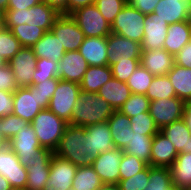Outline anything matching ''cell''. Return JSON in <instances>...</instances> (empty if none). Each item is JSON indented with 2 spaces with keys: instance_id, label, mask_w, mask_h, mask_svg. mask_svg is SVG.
<instances>
[{
  "instance_id": "obj_1",
  "label": "cell",
  "mask_w": 191,
  "mask_h": 190,
  "mask_svg": "<svg viewBox=\"0 0 191 190\" xmlns=\"http://www.w3.org/2000/svg\"><path fill=\"white\" fill-rule=\"evenodd\" d=\"M113 107L95 92H79L78 103L68 124L88 127L107 122L114 113Z\"/></svg>"
},
{
  "instance_id": "obj_2",
  "label": "cell",
  "mask_w": 191,
  "mask_h": 190,
  "mask_svg": "<svg viewBox=\"0 0 191 190\" xmlns=\"http://www.w3.org/2000/svg\"><path fill=\"white\" fill-rule=\"evenodd\" d=\"M86 130L83 126L67 124L54 155L77 167L92 166L94 157L86 153Z\"/></svg>"
},
{
  "instance_id": "obj_3",
  "label": "cell",
  "mask_w": 191,
  "mask_h": 190,
  "mask_svg": "<svg viewBox=\"0 0 191 190\" xmlns=\"http://www.w3.org/2000/svg\"><path fill=\"white\" fill-rule=\"evenodd\" d=\"M60 14L47 3H38L29 9L6 10L4 27L11 30L17 25L28 24L50 31Z\"/></svg>"
},
{
  "instance_id": "obj_4",
  "label": "cell",
  "mask_w": 191,
  "mask_h": 190,
  "mask_svg": "<svg viewBox=\"0 0 191 190\" xmlns=\"http://www.w3.org/2000/svg\"><path fill=\"white\" fill-rule=\"evenodd\" d=\"M67 124L49 109L41 110L31 122L41 147L52 151L57 148Z\"/></svg>"
},
{
  "instance_id": "obj_5",
  "label": "cell",
  "mask_w": 191,
  "mask_h": 190,
  "mask_svg": "<svg viewBox=\"0 0 191 190\" xmlns=\"http://www.w3.org/2000/svg\"><path fill=\"white\" fill-rule=\"evenodd\" d=\"M146 16L133 5L126 4L111 24V32L141 44Z\"/></svg>"
},
{
  "instance_id": "obj_6",
  "label": "cell",
  "mask_w": 191,
  "mask_h": 190,
  "mask_svg": "<svg viewBox=\"0 0 191 190\" xmlns=\"http://www.w3.org/2000/svg\"><path fill=\"white\" fill-rule=\"evenodd\" d=\"M80 85L76 82L59 80L57 88L51 97L48 109L59 118L69 123L78 103Z\"/></svg>"
},
{
  "instance_id": "obj_7",
  "label": "cell",
  "mask_w": 191,
  "mask_h": 190,
  "mask_svg": "<svg viewBox=\"0 0 191 190\" xmlns=\"http://www.w3.org/2000/svg\"><path fill=\"white\" fill-rule=\"evenodd\" d=\"M85 37H108L111 25L103 18L95 4L77 8L69 14Z\"/></svg>"
},
{
  "instance_id": "obj_8",
  "label": "cell",
  "mask_w": 191,
  "mask_h": 190,
  "mask_svg": "<svg viewBox=\"0 0 191 190\" xmlns=\"http://www.w3.org/2000/svg\"><path fill=\"white\" fill-rule=\"evenodd\" d=\"M54 151L42 147L28 160L25 190H43L50 173V161Z\"/></svg>"
},
{
  "instance_id": "obj_9",
  "label": "cell",
  "mask_w": 191,
  "mask_h": 190,
  "mask_svg": "<svg viewBox=\"0 0 191 190\" xmlns=\"http://www.w3.org/2000/svg\"><path fill=\"white\" fill-rule=\"evenodd\" d=\"M185 101L178 97L150 101L149 113L159 130L182 119Z\"/></svg>"
},
{
  "instance_id": "obj_10",
  "label": "cell",
  "mask_w": 191,
  "mask_h": 190,
  "mask_svg": "<svg viewBox=\"0 0 191 190\" xmlns=\"http://www.w3.org/2000/svg\"><path fill=\"white\" fill-rule=\"evenodd\" d=\"M50 31L59 39L65 52L79 50L85 39L84 33L70 15H60Z\"/></svg>"
},
{
  "instance_id": "obj_11",
  "label": "cell",
  "mask_w": 191,
  "mask_h": 190,
  "mask_svg": "<svg viewBox=\"0 0 191 190\" xmlns=\"http://www.w3.org/2000/svg\"><path fill=\"white\" fill-rule=\"evenodd\" d=\"M37 57L32 48L23 47L7 63L12 69L18 88L32 86V76L36 69Z\"/></svg>"
},
{
  "instance_id": "obj_12",
  "label": "cell",
  "mask_w": 191,
  "mask_h": 190,
  "mask_svg": "<svg viewBox=\"0 0 191 190\" xmlns=\"http://www.w3.org/2000/svg\"><path fill=\"white\" fill-rule=\"evenodd\" d=\"M77 166L70 161L53 155L50 161V173L43 190H68L72 188Z\"/></svg>"
},
{
  "instance_id": "obj_13",
  "label": "cell",
  "mask_w": 191,
  "mask_h": 190,
  "mask_svg": "<svg viewBox=\"0 0 191 190\" xmlns=\"http://www.w3.org/2000/svg\"><path fill=\"white\" fill-rule=\"evenodd\" d=\"M107 53L109 66L121 61L140 59L141 44L111 32L107 37Z\"/></svg>"
},
{
  "instance_id": "obj_14",
  "label": "cell",
  "mask_w": 191,
  "mask_h": 190,
  "mask_svg": "<svg viewBox=\"0 0 191 190\" xmlns=\"http://www.w3.org/2000/svg\"><path fill=\"white\" fill-rule=\"evenodd\" d=\"M123 150L113 148L100 153L94 158L92 167L98 174L103 184H118L120 181L119 165L123 156Z\"/></svg>"
},
{
  "instance_id": "obj_15",
  "label": "cell",
  "mask_w": 191,
  "mask_h": 190,
  "mask_svg": "<svg viewBox=\"0 0 191 190\" xmlns=\"http://www.w3.org/2000/svg\"><path fill=\"white\" fill-rule=\"evenodd\" d=\"M43 110L40 107V101L36 87L29 86L17 88L13 92V114L31 123L34 117Z\"/></svg>"
},
{
  "instance_id": "obj_16",
  "label": "cell",
  "mask_w": 191,
  "mask_h": 190,
  "mask_svg": "<svg viewBox=\"0 0 191 190\" xmlns=\"http://www.w3.org/2000/svg\"><path fill=\"white\" fill-rule=\"evenodd\" d=\"M7 146L17 155L23 166H26L28 160L42 148L31 123L20 128L19 132L7 142Z\"/></svg>"
},
{
  "instance_id": "obj_17",
  "label": "cell",
  "mask_w": 191,
  "mask_h": 190,
  "mask_svg": "<svg viewBox=\"0 0 191 190\" xmlns=\"http://www.w3.org/2000/svg\"><path fill=\"white\" fill-rule=\"evenodd\" d=\"M0 174L9 181L11 187L26 188L27 168L8 146L0 151Z\"/></svg>"
},
{
  "instance_id": "obj_18",
  "label": "cell",
  "mask_w": 191,
  "mask_h": 190,
  "mask_svg": "<svg viewBox=\"0 0 191 190\" xmlns=\"http://www.w3.org/2000/svg\"><path fill=\"white\" fill-rule=\"evenodd\" d=\"M86 130V153L97 157L100 153L112 150L115 148L111 136L109 124L107 122L97 123L85 127Z\"/></svg>"
},
{
  "instance_id": "obj_19",
  "label": "cell",
  "mask_w": 191,
  "mask_h": 190,
  "mask_svg": "<svg viewBox=\"0 0 191 190\" xmlns=\"http://www.w3.org/2000/svg\"><path fill=\"white\" fill-rule=\"evenodd\" d=\"M88 67V63L78 50L67 51L58 62V78L60 80L79 84Z\"/></svg>"
},
{
  "instance_id": "obj_20",
  "label": "cell",
  "mask_w": 191,
  "mask_h": 190,
  "mask_svg": "<svg viewBox=\"0 0 191 190\" xmlns=\"http://www.w3.org/2000/svg\"><path fill=\"white\" fill-rule=\"evenodd\" d=\"M154 18L168 25L191 20L190 3L182 0H160L154 8Z\"/></svg>"
},
{
  "instance_id": "obj_21",
  "label": "cell",
  "mask_w": 191,
  "mask_h": 190,
  "mask_svg": "<svg viewBox=\"0 0 191 190\" xmlns=\"http://www.w3.org/2000/svg\"><path fill=\"white\" fill-rule=\"evenodd\" d=\"M144 25V37L141 42V51L164 49V41L167 37L169 25L161 19L154 18V13L146 16Z\"/></svg>"
},
{
  "instance_id": "obj_22",
  "label": "cell",
  "mask_w": 191,
  "mask_h": 190,
  "mask_svg": "<svg viewBox=\"0 0 191 190\" xmlns=\"http://www.w3.org/2000/svg\"><path fill=\"white\" fill-rule=\"evenodd\" d=\"M174 64V55L163 48L141 51L140 65L154 76L167 75Z\"/></svg>"
},
{
  "instance_id": "obj_23",
  "label": "cell",
  "mask_w": 191,
  "mask_h": 190,
  "mask_svg": "<svg viewBox=\"0 0 191 190\" xmlns=\"http://www.w3.org/2000/svg\"><path fill=\"white\" fill-rule=\"evenodd\" d=\"M177 156L178 153L172 142L158 131L152 141L150 166L169 168Z\"/></svg>"
},
{
  "instance_id": "obj_24",
  "label": "cell",
  "mask_w": 191,
  "mask_h": 190,
  "mask_svg": "<svg viewBox=\"0 0 191 190\" xmlns=\"http://www.w3.org/2000/svg\"><path fill=\"white\" fill-rule=\"evenodd\" d=\"M78 51L89 66L108 65L107 37H85Z\"/></svg>"
},
{
  "instance_id": "obj_25",
  "label": "cell",
  "mask_w": 191,
  "mask_h": 190,
  "mask_svg": "<svg viewBox=\"0 0 191 190\" xmlns=\"http://www.w3.org/2000/svg\"><path fill=\"white\" fill-rule=\"evenodd\" d=\"M190 40L191 20L170 24L164 41V49L175 56Z\"/></svg>"
},
{
  "instance_id": "obj_26",
  "label": "cell",
  "mask_w": 191,
  "mask_h": 190,
  "mask_svg": "<svg viewBox=\"0 0 191 190\" xmlns=\"http://www.w3.org/2000/svg\"><path fill=\"white\" fill-rule=\"evenodd\" d=\"M159 131L172 142L177 153H191V132L183 119L175 121Z\"/></svg>"
},
{
  "instance_id": "obj_27",
  "label": "cell",
  "mask_w": 191,
  "mask_h": 190,
  "mask_svg": "<svg viewBox=\"0 0 191 190\" xmlns=\"http://www.w3.org/2000/svg\"><path fill=\"white\" fill-rule=\"evenodd\" d=\"M109 124L113 144L115 148L124 149L130 141L131 128L130 119L127 115L115 110L107 120Z\"/></svg>"
},
{
  "instance_id": "obj_28",
  "label": "cell",
  "mask_w": 191,
  "mask_h": 190,
  "mask_svg": "<svg viewBox=\"0 0 191 190\" xmlns=\"http://www.w3.org/2000/svg\"><path fill=\"white\" fill-rule=\"evenodd\" d=\"M97 94L104 98L114 110H119L132 93L127 83L113 77L99 89Z\"/></svg>"
},
{
  "instance_id": "obj_29",
  "label": "cell",
  "mask_w": 191,
  "mask_h": 190,
  "mask_svg": "<svg viewBox=\"0 0 191 190\" xmlns=\"http://www.w3.org/2000/svg\"><path fill=\"white\" fill-rule=\"evenodd\" d=\"M169 169L174 186L191 190V153H178Z\"/></svg>"
},
{
  "instance_id": "obj_30",
  "label": "cell",
  "mask_w": 191,
  "mask_h": 190,
  "mask_svg": "<svg viewBox=\"0 0 191 190\" xmlns=\"http://www.w3.org/2000/svg\"><path fill=\"white\" fill-rule=\"evenodd\" d=\"M32 49L37 59L45 58L57 63L66 53L59 39L51 31L46 32Z\"/></svg>"
},
{
  "instance_id": "obj_31",
  "label": "cell",
  "mask_w": 191,
  "mask_h": 190,
  "mask_svg": "<svg viewBox=\"0 0 191 190\" xmlns=\"http://www.w3.org/2000/svg\"><path fill=\"white\" fill-rule=\"evenodd\" d=\"M113 78V74L109 65L89 66L79 83L82 91L95 92Z\"/></svg>"
},
{
  "instance_id": "obj_32",
  "label": "cell",
  "mask_w": 191,
  "mask_h": 190,
  "mask_svg": "<svg viewBox=\"0 0 191 190\" xmlns=\"http://www.w3.org/2000/svg\"><path fill=\"white\" fill-rule=\"evenodd\" d=\"M167 76L174 87L176 97L184 101L191 98V69L174 64Z\"/></svg>"
},
{
  "instance_id": "obj_33",
  "label": "cell",
  "mask_w": 191,
  "mask_h": 190,
  "mask_svg": "<svg viewBox=\"0 0 191 190\" xmlns=\"http://www.w3.org/2000/svg\"><path fill=\"white\" fill-rule=\"evenodd\" d=\"M154 136H148L133 132L131 129V137L123 152L136 156L141 161L150 165L151 148Z\"/></svg>"
},
{
  "instance_id": "obj_34",
  "label": "cell",
  "mask_w": 191,
  "mask_h": 190,
  "mask_svg": "<svg viewBox=\"0 0 191 190\" xmlns=\"http://www.w3.org/2000/svg\"><path fill=\"white\" fill-rule=\"evenodd\" d=\"M103 182L92 166L77 167L72 188L75 190H97Z\"/></svg>"
},
{
  "instance_id": "obj_35",
  "label": "cell",
  "mask_w": 191,
  "mask_h": 190,
  "mask_svg": "<svg viewBox=\"0 0 191 190\" xmlns=\"http://www.w3.org/2000/svg\"><path fill=\"white\" fill-rule=\"evenodd\" d=\"M145 95L150 101L176 97L174 87L167 75L155 76Z\"/></svg>"
},
{
  "instance_id": "obj_36",
  "label": "cell",
  "mask_w": 191,
  "mask_h": 190,
  "mask_svg": "<svg viewBox=\"0 0 191 190\" xmlns=\"http://www.w3.org/2000/svg\"><path fill=\"white\" fill-rule=\"evenodd\" d=\"M11 32L22 47L27 48H32L46 33L44 29L28 24L17 25L11 29Z\"/></svg>"
},
{
  "instance_id": "obj_37",
  "label": "cell",
  "mask_w": 191,
  "mask_h": 190,
  "mask_svg": "<svg viewBox=\"0 0 191 190\" xmlns=\"http://www.w3.org/2000/svg\"><path fill=\"white\" fill-rule=\"evenodd\" d=\"M172 186L169 168L153 167L149 165V183L144 190H168Z\"/></svg>"
},
{
  "instance_id": "obj_38",
  "label": "cell",
  "mask_w": 191,
  "mask_h": 190,
  "mask_svg": "<svg viewBox=\"0 0 191 190\" xmlns=\"http://www.w3.org/2000/svg\"><path fill=\"white\" fill-rule=\"evenodd\" d=\"M155 76L141 65L128 78L127 85L131 93L145 95Z\"/></svg>"
},
{
  "instance_id": "obj_39",
  "label": "cell",
  "mask_w": 191,
  "mask_h": 190,
  "mask_svg": "<svg viewBox=\"0 0 191 190\" xmlns=\"http://www.w3.org/2000/svg\"><path fill=\"white\" fill-rule=\"evenodd\" d=\"M23 48L11 30L0 28V57L7 63Z\"/></svg>"
},
{
  "instance_id": "obj_40",
  "label": "cell",
  "mask_w": 191,
  "mask_h": 190,
  "mask_svg": "<svg viewBox=\"0 0 191 190\" xmlns=\"http://www.w3.org/2000/svg\"><path fill=\"white\" fill-rule=\"evenodd\" d=\"M150 100L146 95L131 94L125 103L119 108V111L129 118L140 113L149 111Z\"/></svg>"
},
{
  "instance_id": "obj_41",
  "label": "cell",
  "mask_w": 191,
  "mask_h": 190,
  "mask_svg": "<svg viewBox=\"0 0 191 190\" xmlns=\"http://www.w3.org/2000/svg\"><path fill=\"white\" fill-rule=\"evenodd\" d=\"M57 68L58 63L55 61L45 58L37 59L36 69L34 70V75L32 76V85L58 77Z\"/></svg>"
},
{
  "instance_id": "obj_42",
  "label": "cell",
  "mask_w": 191,
  "mask_h": 190,
  "mask_svg": "<svg viewBox=\"0 0 191 190\" xmlns=\"http://www.w3.org/2000/svg\"><path fill=\"white\" fill-rule=\"evenodd\" d=\"M129 119L130 128L133 132L154 136L159 131L149 111L137 114L136 116L130 117Z\"/></svg>"
},
{
  "instance_id": "obj_43",
  "label": "cell",
  "mask_w": 191,
  "mask_h": 190,
  "mask_svg": "<svg viewBox=\"0 0 191 190\" xmlns=\"http://www.w3.org/2000/svg\"><path fill=\"white\" fill-rule=\"evenodd\" d=\"M148 165L136 156L123 153L119 165L120 180L134 176L144 170Z\"/></svg>"
},
{
  "instance_id": "obj_44",
  "label": "cell",
  "mask_w": 191,
  "mask_h": 190,
  "mask_svg": "<svg viewBox=\"0 0 191 190\" xmlns=\"http://www.w3.org/2000/svg\"><path fill=\"white\" fill-rule=\"evenodd\" d=\"M29 123L18 117L10 114L0 119V132L2 137L8 142L13 136L19 132L20 128H24Z\"/></svg>"
},
{
  "instance_id": "obj_45",
  "label": "cell",
  "mask_w": 191,
  "mask_h": 190,
  "mask_svg": "<svg viewBox=\"0 0 191 190\" xmlns=\"http://www.w3.org/2000/svg\"><path fill=\"white\" fill-rule=\"evenodd\" d=\"M126 4L124 0H95L99 12L110 25Z\"/></svg>"
},
{
  "instance_id": "obj_46",
  "label": "cell",
  "mask_w": 191,
  "mask_h": 190,
  "mask_svg": "<svg viewBox=\"0 0 191 190\" xmlns=\"http://www.w3.org/2000/svg\"><path fill=\"white\" fill-rule=\"evenodd\" d=\"M140 66V59H130V61L117 62L110 66L113 77L126 83L128 78Z\"/></svg>"
},
{
  "instance_id": "obj_47",
  "label": "cell",
  "mask_w": 191,
  "mask_h": 190,
  "mask_svg": "<svg viewBox=\"0 0 191 190\" xmlns=\"http://www.w3.org/2000/svg\"><path fill=\"white\" fill-rule=\"evenodd\" d=\"M60 79L58 77L45 80L42 83H37L33 85L36 87V92L38 93L40 107L42 109H48L51 97L54 94V91L57 88L58 81Z\"/></svg>"
},
{
  "instance_id": "obj_48",
  "label": "cell",
  "mask_w": 191,
  "mask_h": 190,
  "mask_svg": "<svg viewBox=\"0 0 191 190\" xmlns=\"http://www.w3.org/2000/svg\"><path fill=\"white\" fill-rule=\"evenodd\" d=\"M149 183V165L139 173L127 179L120 180L121 190H144Z\"/></svg>"
},
{
  "instance_id": "obj_49",
  "label": "cell",
  "mask_w": 191,
  "mask_h": 190,
  "mask_svg": "<svg viewBox=\"0 0 191 190\" xmlns=\"http://www.w3.org/2000/svg\"><path fill=\"white\" fill-rule=\"evenodd\" d=\"M12 69L7 65L0 68V90L14 92L17 89Z\"/></svg>"
},
{
  "instance_id": "obj_50",
  "label": "cell",
  "mask_w": 191,
  "mask_h": 190,
  "mask_svg": "<svg viewBox=\"0 0 191 190\" xmlns=\"http://www.w3.org/2000/svg\"><path fill=\"white\" fill-rule=\"evenodd\" d=\"M13 114V92L0 90V119Z\"/></svg>"
},
{
  "instance_id": "obj_51",
  "label": "cell",
  "mask_w": 191,
  "mask_h": 190,
  "mask_svg": "<svg viewBox=\"0 0 191 190\" xmlns=\"http://www.w3.org/2000/svg\"><path fill=\"white\" fill-rule=\"evenodd\" d=\"M175 64L191 69V40L174 56Z\"/></svg>"
},
{
  "instance_id": "obj_52",
  "label": "cell",
  "mask_w": 191,
  "mask_h": 190,
  "mask_svg": "<svg viewBox=\"0 0 191 190\" xmlns=\"http://www.w3.org/2000/svg\"><path fill=\"white\" fill-rule=\"evenodd\" d=\"M160 0H127V4L133 5L137 10L143 14L154 13V8Z\"/></svg>"
},
{
  "instance_id": "obj_53",
  "label": "cell",
  "mask_w": 191,
  "mask_h": 190,
  "mask_svg": "<svg viewBox=\"0 0 191 190\" xmlns=\"http://www.w3.org/2000/svg\"><path fill=\"white\" fill-rule=\"evenodd\" d=\"M38 3V0H9L7 10H26Z\"/></svg>"
},
{
  "instance_id": "obj_54",
  "label": "cell",
  "mask_w": 191,
  "mask_h": 190,
  "mask_svg": "<svg viewBox=\"0 0 191 190\" xmlns=\"http://www.w3.org/2000/svg\"><path fill=\"white\" fill-rule=\"evenodd\" d=\"M48 5L54 8L60 15H68V0H48Z\"/></svg>"
},
{
  "instance_id": "obj_55",
  "label": "cell",
  "mask_w": 191,
  "mask_h": 190,
  "mask_svg": "<svg viewBox=\"0 0 191 190\" xmlns=\"http://www.w3.org/2000/svg\"><path fill=\"white\" fill-rule=\"evenodd\" d=\"M95 4V0H68V15L77 8Z\"/></svg>"
},
{
  "instance_id": "obj_56",
  "label": "cell",
  "mask_w": 191,
  "mask_h": 190,
  "mask_svg": "<svg viewBox=\"0 0 191 190\" xmlns=\"http://www.w3.org/2000/svg\"><path fill=\"white\" fill-rule=\"evenodd\" d=\"M182 119L191 132V98L185 101Z\"/></svg>"
},
{
  "instance_id": "obj_57",
  "label": "cell",
  "mask_w": 191,
  "mask_h": 190,
  "mask_svg": "<svg viewBox=\"0 0 191 190\" xmlns=\"http://www.w3.org/2000/svg\"><path fill=\"white\" fill-rule=\"evenodd\" d=\"M11 185L9 181L0 174V190H9Z\"/></svg>"
},
{
  "instance_id": "obj_58",
  "label": "cell",
  "mask_w": 191,
  "mask_h": 190,
  "mask_svg": "<svg viewBox=\"0 0 191 190\" xmlns=\"http://www.w3.org/2000/svg\"><path fill=\"white\" fill-rule=\"evenodd\" d=\"M97 190H121L118 184H102Z\"/></svg>"
},
{
  "instance_id": "obj_59",
  "label": "cell",
  "mask_w": 191,
  "mask_h": 190,
  "mask_svg": "<svg viewBox=\"0 0 191 190\" xmlns=\"http://www.w3.org/2000/svg\"><path fill=\"white\" fill-rule=\"evenodd\" d=\"M0 25H5V11L0 8Z\"/></svg>"
},
{
  "instance_id": "obj_60",
  "label": "cell",
  "mask_w": 191,
  "mask_h": 190,
  "mask_svg": "<svg viewBox=\"0 0 191 190\" xmlns=\"http://www.w3.org/2000/svg\"><path fill=\"white\" fill-rule=\"evenodd\" d=\"M8 1L9 0H0V8L4 11L7 10V6H8Z\"/></svg>"
},
{
  "instance_id": "obj_61",
  "label": "cell",
  "mask_w": 191,
  "mask_h": 190,
  "mask_svg": "<svg viewBox=\"0 0 191 190\" xmlns=\"http://www.w3.org/2000/svg\"><path fill=\"white\" fill-rule=\"evenodd\" d=\"M7 146V141L2 137L1 132H0V151Z\"/></svg>"
},
{
  "instance_id": "obj_62",
  "label": "cell",
  "mask_w": 191,
  "mask_h": 190,
  "mask_svg": "<svg viewBox=\"0 0 191 190\" xmlns=\"http://www.w3.org/2000/svg\"><path fill=\"white\" fill-rule=\"evenodd\" d=\"M5 65H7V62L2 57H0V68Z\"/></svg>"
},
{
  "instance_id": "obj_63",
  "label": "cell",
  "mask_w": 191,
  "mask_h": 190,
  "mask_svg": "<svg viewBox=\"0 0 191 190\" xmlns=\"http://www.w3.org/2000/svg\"><path fill=\"white\" fill-rule=\"evenodd\" d=\"M168 190H184V189H180V188H177L176 186H172L171 188H169Z\"/></svg>"
},
{
  "instance_id": "obj_64",
  "label": "cell",
  "mask_w": 191,
  "mask_h": 190,
  "mask_svg": "<svg viewBox=\"0 0 191 190\" xmlns=\"http://www.w3.org/2000/svg\"><path fill=\"white\" fill-rule=\"evenodd\" d=\"M9 190H25V189L11 187Z\"/></svg>"
},
{
  "instance_id": "obj_65",
  "label": "cell",
  "mask_w": 191,
  "mask_h": 190,
  "mask_svg": "<svg viewBox=\"0 0 191 190\" xmlns=\"http://www.w3.org/2000/svg\"><path fill=\"white\" fill-rule=\"evenodd\" d=\"M39 3H47L48 4V0H38Z\"/></svg>"
}]
</instances>
